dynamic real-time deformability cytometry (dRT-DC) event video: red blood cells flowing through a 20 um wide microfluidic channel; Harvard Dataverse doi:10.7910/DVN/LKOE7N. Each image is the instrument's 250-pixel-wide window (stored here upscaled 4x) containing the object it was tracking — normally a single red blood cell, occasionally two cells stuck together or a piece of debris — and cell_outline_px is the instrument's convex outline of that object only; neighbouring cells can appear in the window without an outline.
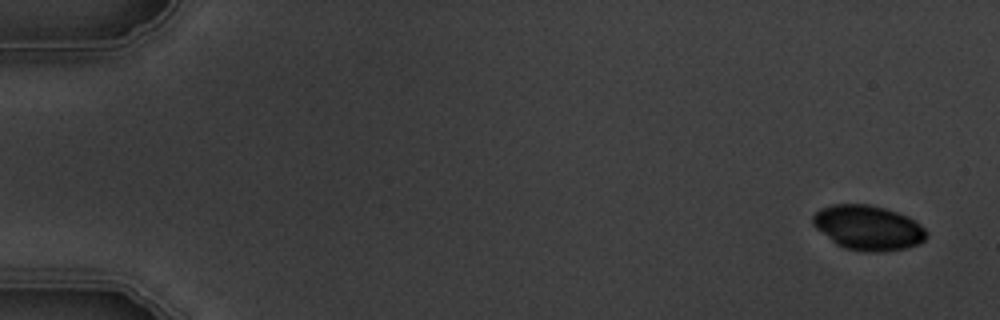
{"species": "common noctule bat (a hibernating species)", "species_latin": "Nyctalus noctula", "temperature_condition": "warm", "stored_images_in_passage": 6, "camera_frame_rate_fps": 3000, "um_per_image_px": 0.085, "animal": {"sex": "male", "body_mass_g": 19.5, "forearm_length_mm": 54.6}, "frame": {"image": 1, "passage_image": 1, "time_ms": 0.0, "image_size_px": [1000, 320], "cell_outline_px": [[928, 236], [924, 240], [916, 244], [904, 248], [884, 252], [868, 252], [844, 248], [836, 244], [816, 228], [812, 224], [812, 216], [820, 208], [832, 204], [868, 204], [884, 208], [908, 216], [916, 220], [928, 232]], "centroid_in_image_um": [73.78, 19.35], "position_along_channel_um": 11.2, "area_um2": 29.71}}